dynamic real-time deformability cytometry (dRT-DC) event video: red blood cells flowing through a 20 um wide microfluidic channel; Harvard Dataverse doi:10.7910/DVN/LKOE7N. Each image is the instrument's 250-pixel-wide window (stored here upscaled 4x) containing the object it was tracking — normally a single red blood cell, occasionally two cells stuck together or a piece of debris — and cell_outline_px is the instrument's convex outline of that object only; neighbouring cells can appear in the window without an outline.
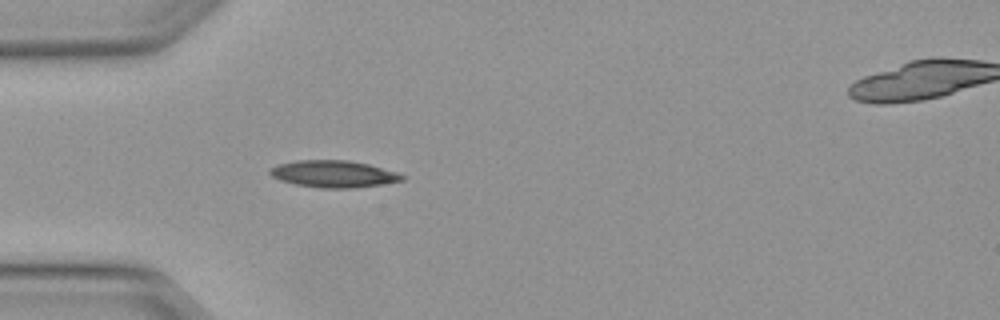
{"species": "Egyptian fruit bat (a non-hibernating species)", "species_latin": "Rousettus aegyptiacus", "temperature_condition": "warm", "stored_images_in_passage": 2, "segment_of_instrument_passage": [1, 2], "camera_frame_rate_fps": 3000, "um_per_image_px": 0.085, "animal": {"sex": "female"}, "frame": {"image": 1, "passage_image": 1, "time_ms": 0.0, "image_size_px": [1000, 320], "cell_outline_px": [[408, 176], [404, 180], [356, 188], [320, 188], [296, 184], [280, 180], [272, 176], [268, 172], [268, 168], [276, 164], [296, 160], [348, 160], [368, 164], [396, 172]], "centroid_in_image_um": [28.33, 14.78], "position_along_channel_um": 56.7, "area_um2": 20.87}}